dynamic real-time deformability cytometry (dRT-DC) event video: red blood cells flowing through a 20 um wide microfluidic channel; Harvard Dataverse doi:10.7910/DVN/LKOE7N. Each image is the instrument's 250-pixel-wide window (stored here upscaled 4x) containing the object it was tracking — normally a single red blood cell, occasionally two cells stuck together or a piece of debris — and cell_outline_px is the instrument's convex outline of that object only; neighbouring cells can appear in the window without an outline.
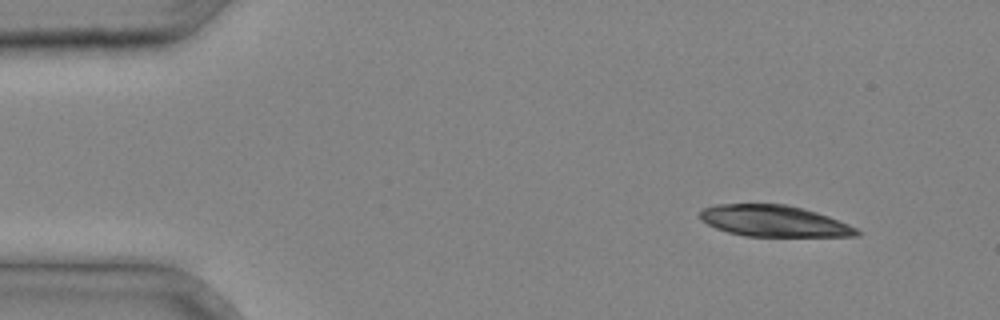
{"species": "common noctule bat (a hibernating species)", "species_latin": "Nyctalus noctula", "temperature_condition": "cold", "stored_images_in_passage": 33, "camera_frame_rate_fps": 3000, "um_per_image_px": 0.085, "animal": {"sex": "male", "body_mass_g": 20.4}, "frame": {"image": 1, "passage_image": 1, "time_ms": 0.0, "image_size_px": [1000, 320], "cell_outline_px": [[860, 236], [744, 236], [728, 232], [716, 228], [700, 220], [700, 212], [704, 208], [716, 204], [784, 204], [804, 208], [828, 216], [848, 224], [856, 228], [860, 232]], "centroid_in_image_um": [65.78, 18.78], "position_along_channel_um": 19.2, "area_um2": 28.5}}